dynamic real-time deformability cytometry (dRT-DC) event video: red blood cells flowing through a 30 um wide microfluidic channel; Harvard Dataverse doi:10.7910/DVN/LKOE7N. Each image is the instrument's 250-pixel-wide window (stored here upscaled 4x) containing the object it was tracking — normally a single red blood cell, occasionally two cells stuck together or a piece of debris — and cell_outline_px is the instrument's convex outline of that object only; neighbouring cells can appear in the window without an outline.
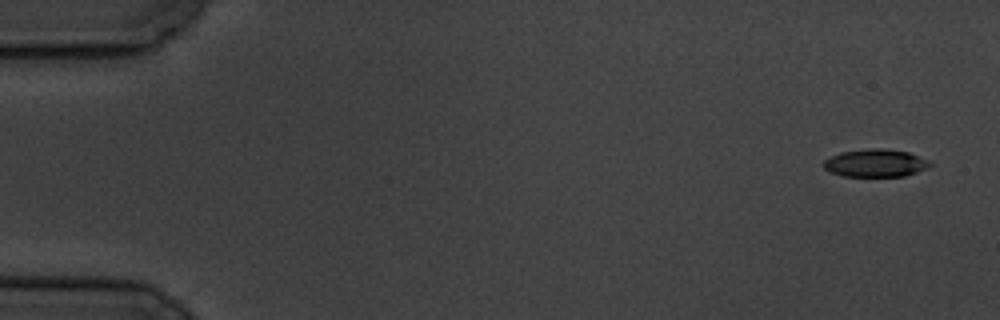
{"species": "common noctule bat (a hibernating species)", "species_latin": "Nyctalus noctula", "temperature_condition": "cold", "stored_images_in_passage": 3, "camera_frame_rate_fps": 3000, "um_per_image_px": 0.085, "animal": {"sex": "male", "body_mass_g": 19.5, "forearm_length_mm": 54.6}, "frame": {"image": 1, "passage_image": 1, "time_ms": 0.0, "image_size_px": [1000, 320], "cell_outline_px": [[932, 164], [916, 172], [904, 176], [840, 176], [824, 168], [824, 160], [840, 152], [864, 148], [880, 148], [908, 152], [928, 160]], "centroid_in_image_um": [74.38, 13.85], "position_along_channel_um": 10.6, "area_um2": 17.05}}